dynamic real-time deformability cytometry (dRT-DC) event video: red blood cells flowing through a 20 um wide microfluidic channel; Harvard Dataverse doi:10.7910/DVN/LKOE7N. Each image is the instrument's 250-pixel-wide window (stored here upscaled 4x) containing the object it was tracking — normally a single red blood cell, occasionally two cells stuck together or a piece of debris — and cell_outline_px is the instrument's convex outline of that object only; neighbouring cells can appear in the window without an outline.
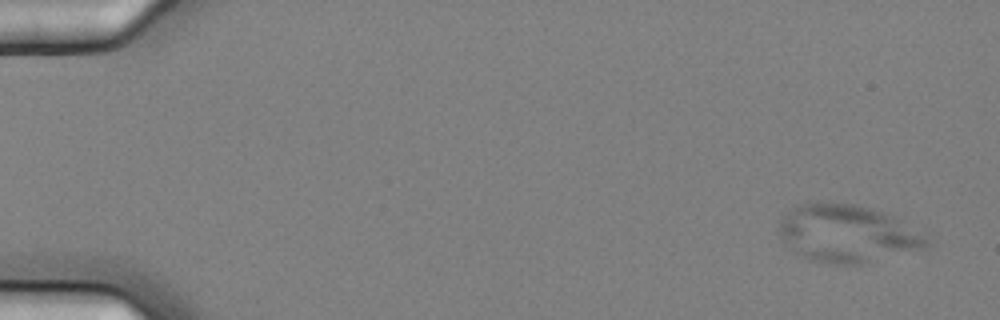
{"species": "common noctule bat (a hibernating species)", "species_latin": "Nyctalus noctula", "temperature_condition": "cold", "stored_images_in_passage": 5, "camera_frame_rate_fps": 3000, "um_per_image_px": 0.085, "animal": {"sex": "female", "body_mass_g": 25.1}, "frame": {"image": 1, "passage_image": 1, "time_ms": 0.0, "image_size_px": [1000, 320], "cell_outline_px": [[928, 244], [924, 248], [860, 264], [832, 264], [808, 260], [800, 256], [780, 236], [780, 220], [796, 204], [804, 200], [816, 200], [856, 204], [872, 208], [884, 212], [892, 216], [924, 236], [928, 240]], "centroid_in_image_um": [71.93, 19.82], "position_along_channel_um": 13.1, "area_um2": 49.36}}
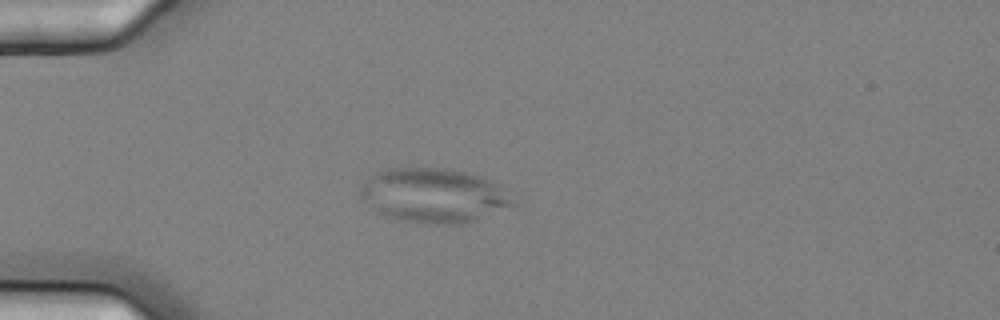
{"frame": {"image": 2, "passage_image": 5, "time_ms": 1.333, "image_size_px": [1000, 320], "cell_outline_px": [[524, 204], [476, 220], [460, 224], [428, 224], [400, 220], [388, 216], [380, 212], [360, 196], [360, 184], [376, 172], [388, 168], [444, 168], [464, 172], [480, 176], [520, 192], [524, 196]], "centroid_in_image_um": [37.13, 16.62], "position_along_channel_um": 47.9, "area_um2": 49.88}}